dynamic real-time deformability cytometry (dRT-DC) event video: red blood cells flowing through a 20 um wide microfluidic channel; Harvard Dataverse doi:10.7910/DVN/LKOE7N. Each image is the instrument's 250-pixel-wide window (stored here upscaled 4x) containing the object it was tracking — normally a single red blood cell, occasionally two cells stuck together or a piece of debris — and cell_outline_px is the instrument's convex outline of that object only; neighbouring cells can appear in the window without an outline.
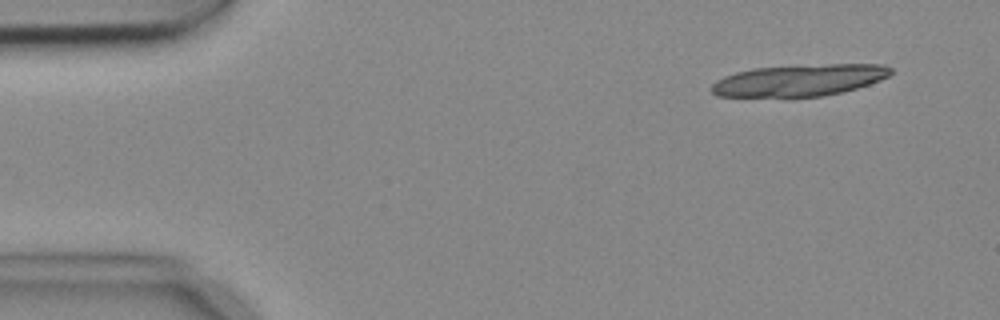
{"species": "common noctule bat (a hibernating species)", "species_latin": "Nyctalus noctula", "temperature_condition": "cold", "stored_images_in_passage": 3, "camera_frame_rate_fps": 3000, "um_per_image_px": 0.085, "animal": {"sex": "female", "body_mass_g": 18.4}, "frame": {"image": 1, "passage_image": 1, "time_ms": 0.0, "image_size_px": [1000, 320], "cell_outline_px": [[892, 72], [888, 76], [880, 80], [844, 92], [824, 96], [788, 100], [716, 96], [712, 92], [712, 84], [716, 80], [724, 76], [736, 72], [752, 68], [828, 64], [884, 64], [892, 68]], "centroid_in_image_um": [67.87, 6.88], "position_along_channel_um": 17.1, "area_um2": 34.45}}